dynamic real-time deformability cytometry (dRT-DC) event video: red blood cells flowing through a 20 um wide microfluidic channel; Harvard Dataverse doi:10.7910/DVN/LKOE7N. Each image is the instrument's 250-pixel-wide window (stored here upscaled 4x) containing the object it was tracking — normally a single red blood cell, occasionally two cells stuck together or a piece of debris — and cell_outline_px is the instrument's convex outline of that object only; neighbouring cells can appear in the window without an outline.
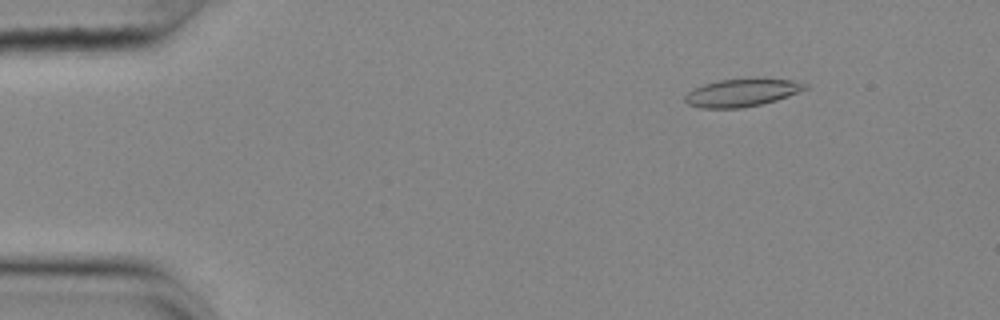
{"species": "common noctule bat (a hibernating species)", "species_latin": "Nyctalus noctula", "temperature_condition": "cold", "stored_images_in_passage": 17, "camera_frame_rate_fps": 3000, "um_per_image_px": 0.085, "animal": {"sex": "female", "body_mass_g": 25.1}, "frame": {"image": 1, "passage_image": 8, "time_ms": 2.333, "image_size_px": [1000, 320], "cell_outline_px": [[808, 88], [788, 96], [776, 100], [760, 104], [740, 108], [700, 108], [688, 104], [684, 100], [684, 96], [688, 92], [704, 84], [720, 80], [756, 76], [792, 80], [808, 84]], "centroid_in_image_um": [63.09, 7.84], "position_along_channel_um": 21.9, "area_um2": 19.83}}